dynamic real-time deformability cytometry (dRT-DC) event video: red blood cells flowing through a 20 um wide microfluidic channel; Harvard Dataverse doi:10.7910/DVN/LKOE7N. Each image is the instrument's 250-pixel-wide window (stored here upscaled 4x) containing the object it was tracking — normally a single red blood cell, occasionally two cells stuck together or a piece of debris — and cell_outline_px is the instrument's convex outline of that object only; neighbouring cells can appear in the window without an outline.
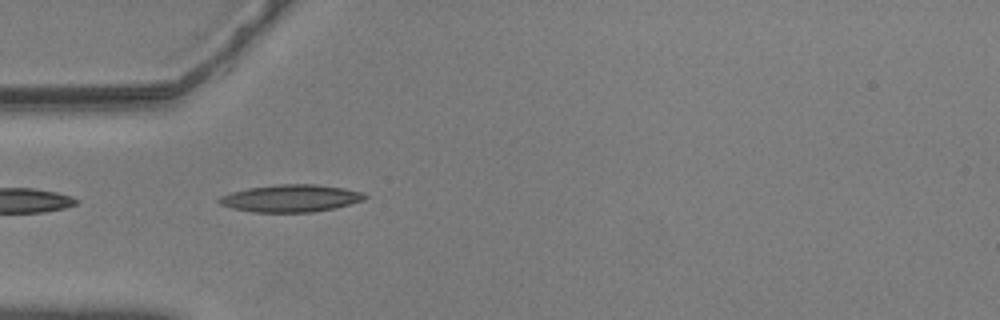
{"species": "common noctule bat (a hibernating species)", "species_latin": "Nyctalus noctula", "temperature_condition": "warm", "stored_images_in_passage": 16, "camera_frame_rate_fps": 3000, "um_per_image_px": 0.085, "animal": {"sex": "male", "body_mass_g": 20.5, "forearm_length_mm": 52.5}, "frame": {"image": 1, "passage_image": 1, "time_ms": 0.0, "image_size_px": [1000, 320], "cell_outline_px": [[368, 196], [364, 200], [336, 208], [312, 212], [252, 212], [232, 208], [220, 204], [216, 200], [220, 196], [232, 192], [248, 188], [276, 184], [316, 184], [344, 188], [364, 192]], "centroid_in_image_um": [24.73, 16.85], "position_along_channel_um": 60.3, "area_um2": 23.35}}
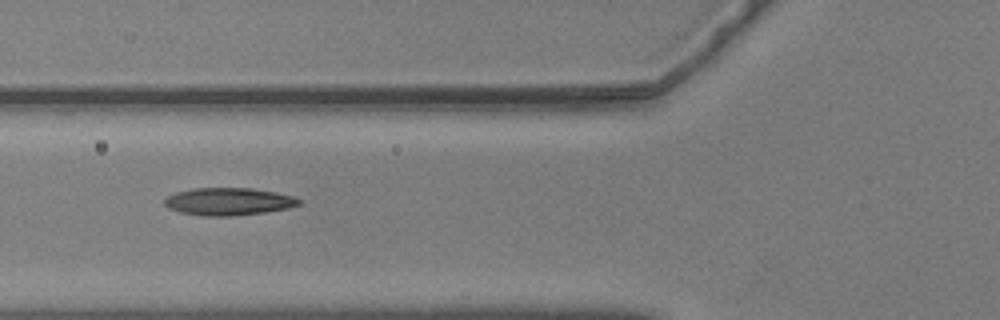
{"frame": {"image": 2, "passage_image": 5, "time_ms": 1.333, "image_size_px": [1000, 320], "cell_outline_px": [[304, 200], [300, 204], [288, 208], [264, 212], [232, 216], [204, 216], [180, 212], [168, 208], [164, 204], [164, 200], [168, 196], [176, 192], [192, 188], [248, 188], [276, 192], [292, 196]], "centroid_in_image_um": [19.43, 17.13], "position_along_channel_um": 106.4, "area_um2": 21.56}}
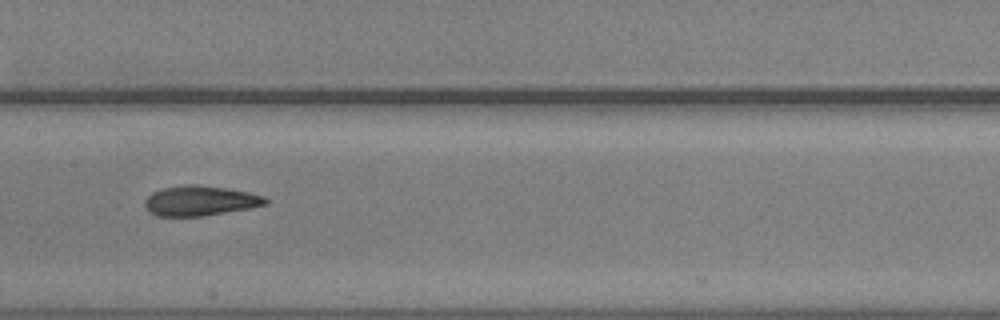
{"frame": {"image": 3, "passage_image": 12, "time_ms": 3.667, "image_size_px": [1000, 320], "cell_outline_px": [[268, 204], [252, 208], [204, 216], [156, 216], [144, 204], [144, 200], [152, 192], [160, 188], [184, 184], [188, 184], [228, 188], [248, 192], [264, 196], [268, 200]], "centroid_in_image_um": [17.03, 17.06], "position_along_channel_um": 190.4, "area_um2": 21.21}}